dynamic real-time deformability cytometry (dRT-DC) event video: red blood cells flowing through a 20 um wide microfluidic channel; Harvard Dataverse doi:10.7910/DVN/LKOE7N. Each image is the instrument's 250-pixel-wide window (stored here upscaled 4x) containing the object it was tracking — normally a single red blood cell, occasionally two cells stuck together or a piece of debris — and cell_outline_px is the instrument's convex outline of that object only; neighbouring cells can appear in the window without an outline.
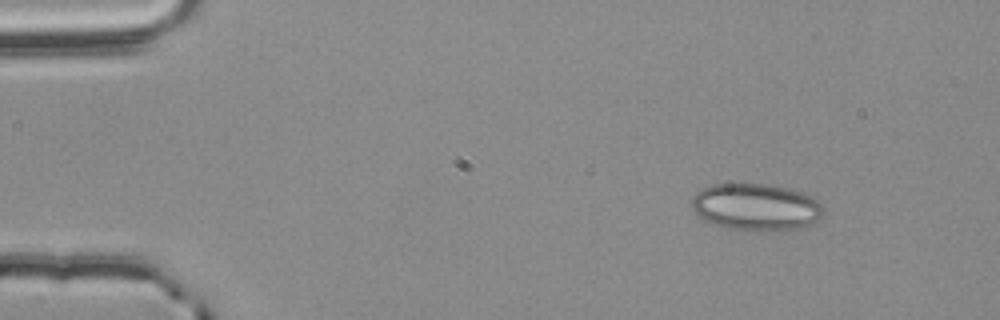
{"species": "common noctule bat (a hibernating species)", "species_latin": "Nyctalus noctula", "temperature_condition": "room temperature", "stored_images_in_passage": 49, "camera_frame_rate_fps": 3000, "um_per_image_px": 0.085, "animal": {"sex": "male", "body_mass_g": 20.4}, "frame": {"image": 1, "passage_image": 1, "time_ms": 0.0, "image_size_px": [1000, 320], "cell_outline_px": [[824, 208], [820, 216], [812, 224], [804, 228], [764, 232], [756, 232], [724, 228], [700, 216], [692, 208], [692, 200], [696, 192], [700, 188], [712, 184], [764, 184], [788, 188], [804, 192], [816, 200]], "centroid_in_image_um": [64.27, 17.61], "position_along_channel_um": 20.7, "area_um2": 36.3}}
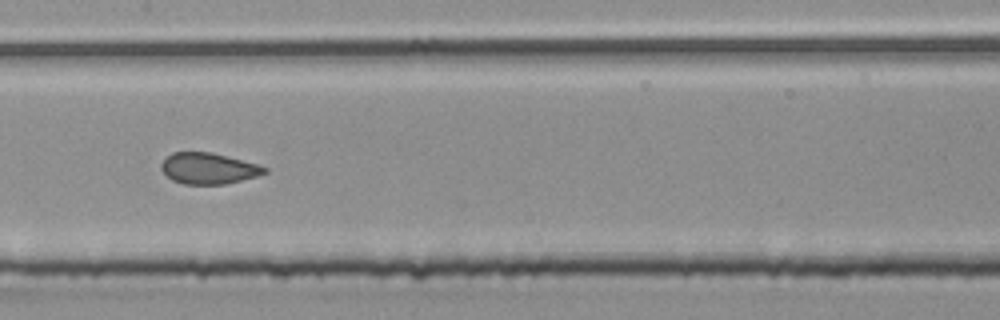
{"frame": {"image": 2, "passage_image": 22, "time_ms": 7.0, "image_size_px": [1000, 320], "cell_outline_px": [[268, 172], [256, 176], [224, 184], [184, 184], [172, 180], [160, 168], [160, 164], [172, 152], [212, 152], [256, 164], [268, 168]], "centroid_in_image_um": [17.7, 14.31], "position_along_channel_um": 189.7, "area_um2": 18.5}}
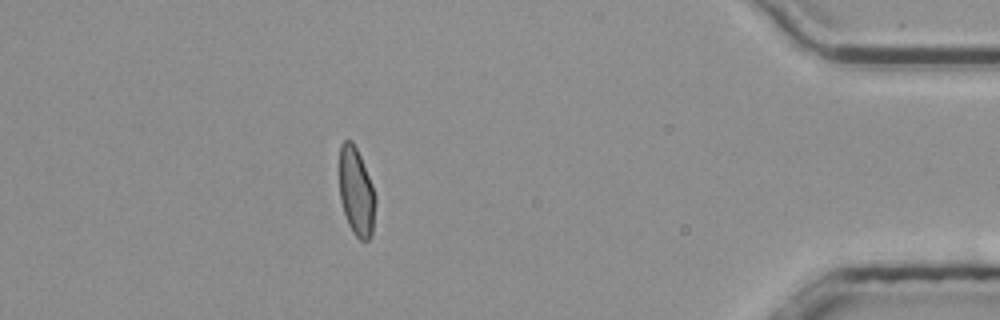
{"frame": {"image": 3, "passage_image": 43, "time_ms": 14.0, "image_size_px": [1000, 320], "cell_outline_px": [[376, 200], [372, 236], [368, 240], [360, 240], [352, 232], [348, 224], [340, 200], [340, 144], [344, 140], [352, 140], [360, 156], [368, 176]], "centroid_in_image_um": [30.28, 16.33], "position_along_channel_um": 404.9, "area_um2": 18.32}, "authors_computed_cell_mechanics": {"area_um2": 19.3052, "velocity_mm_per_s": 3.7855, "shape_relaxation_time_tau1_ms": null, "shape_relaxation_time_tau2_ms": 0.9261, "deformation_change_tau1": null, "deformation_change_tau2": 0.07}}